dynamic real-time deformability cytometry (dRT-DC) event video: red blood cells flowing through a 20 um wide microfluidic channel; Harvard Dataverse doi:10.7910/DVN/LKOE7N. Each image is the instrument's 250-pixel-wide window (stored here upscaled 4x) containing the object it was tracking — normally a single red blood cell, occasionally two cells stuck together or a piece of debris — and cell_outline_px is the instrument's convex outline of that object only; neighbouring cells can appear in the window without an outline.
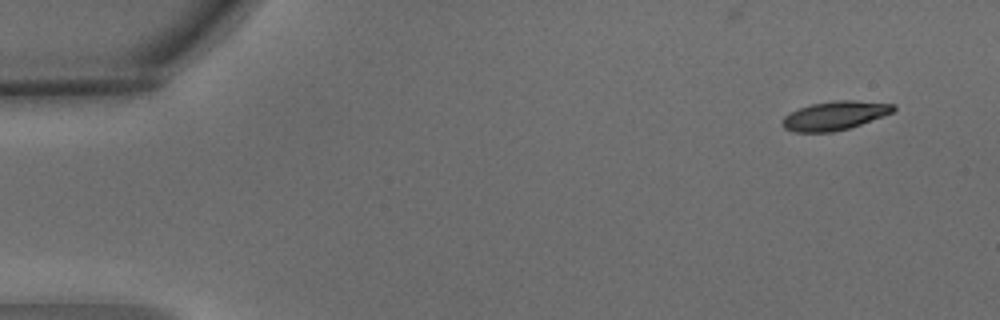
{"species": "common noctule bat (a hibernating species)", "species_latin": "Nyctalus noctula", "temperature_condition": "warm", "stored_images_in_passage": 7, "camera_frame_rate_fps": 3000, "um_per_image_px": 0.085, "animal": {"sex": "male", "body_mass_g": 15.6}, "frame": {"image": 1, "passage_image": 1, "time_ms": 0.0, "image_size_px": [1000, 320], "cell_outline_px": [[896, 108], [892, 112], [860, 124], [848, 128], [832, 132], [796, 132], [784, 128], [780, 124], [784, 116], [788, 112], [812, 104], [836, 100], [856, 100], [896, 104]], "centroid_in_image_um": [70.92, 9.82], "position_along_channel_um": 14.1, "area_um2": 18.55}}
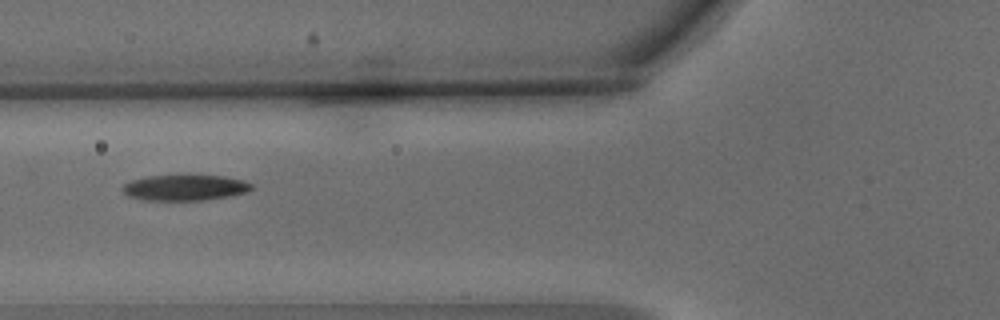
{"frame": {"image": 2, "passage_image": 5, "time_ms": 1.333, "image_size_px": [1000, 320], "cell_outline_px": [[252, 188], [248, 192], [232, 196], [204, 200], [144, 200], [128, 196], [120, 188], [124, 184], [132, 180], [148, 176], [224, 176], [244, 180], [252, 184]], "centroid_in_image_um": [15.74, 15.96], "position_along_channel_um": 110.1, "area_um2": 19.31}}
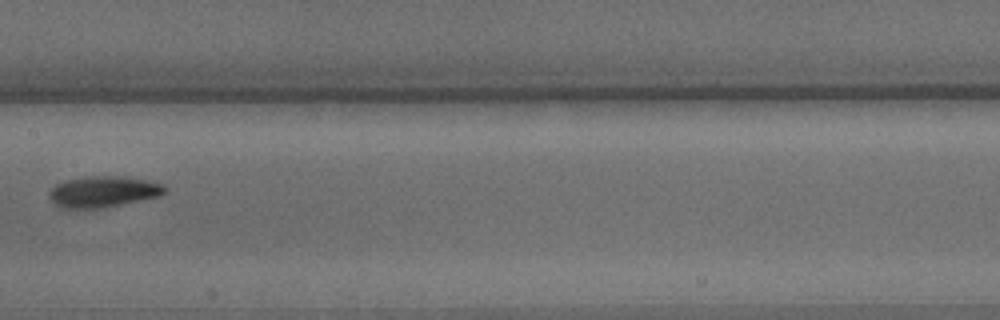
{"frame": {"image": 3, "passage_image": 7, "time_ms": 2.0, "image_size_px": [1000, 320], "cell_outline_px": [[168, 188], [160, 196], [96, 208], [60, 208], [48, 196], [52, 188], [56, 184], [64, 180], [84, 176], [120, 176], [144, 180], [164, 184]], "centroid_in_image_um": [8.75, 16.27], "position_along_channel_um": 198.7, "area_um2": 20.63}}